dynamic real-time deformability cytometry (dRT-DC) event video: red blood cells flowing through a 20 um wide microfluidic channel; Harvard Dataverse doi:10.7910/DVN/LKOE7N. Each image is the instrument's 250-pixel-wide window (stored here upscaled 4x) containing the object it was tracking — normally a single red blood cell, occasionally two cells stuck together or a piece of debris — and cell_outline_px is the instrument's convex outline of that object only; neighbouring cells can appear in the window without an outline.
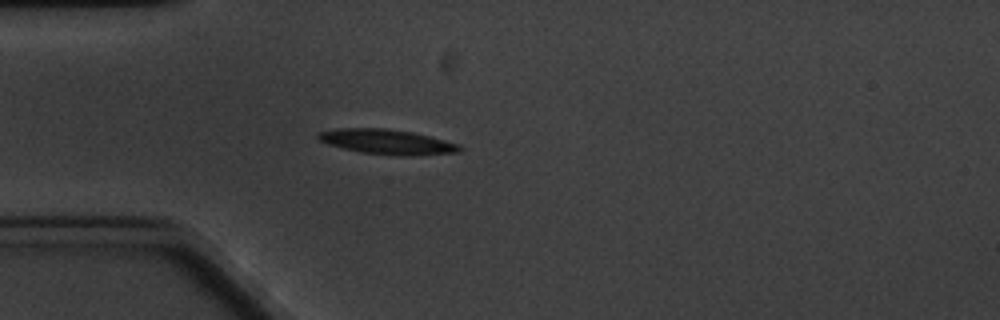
{"species": "common noctule bat (a hibernating species)", "species_latin": "Nyctalus noctula", "temperature_condition": "cold", "stored_images_in_passage": 4, "camera_frame_rate_fps": 3000, "um_per_image_px": 0.085, "animal": {"sex": "male", "body_mass_g": 20.1, "forearm_length_mm": 53.5}, "frame": {"image": 1, "passage_image": 3, "time_ms": 2.333, "image_size_px": [1000, 320], "cell_outline_px": [[464, 148], [460, 152], [408, 156], [400, 156], [360, 152], [328, 144], [320, 140], [316, 136], [320, 132], [340, 128], [384, 128], [412, 132], [460, 144]], "centroid_in_image_um": [32.94, 12.06], "position_along_channel_um": 52.1, "area_um2": 20.4}}